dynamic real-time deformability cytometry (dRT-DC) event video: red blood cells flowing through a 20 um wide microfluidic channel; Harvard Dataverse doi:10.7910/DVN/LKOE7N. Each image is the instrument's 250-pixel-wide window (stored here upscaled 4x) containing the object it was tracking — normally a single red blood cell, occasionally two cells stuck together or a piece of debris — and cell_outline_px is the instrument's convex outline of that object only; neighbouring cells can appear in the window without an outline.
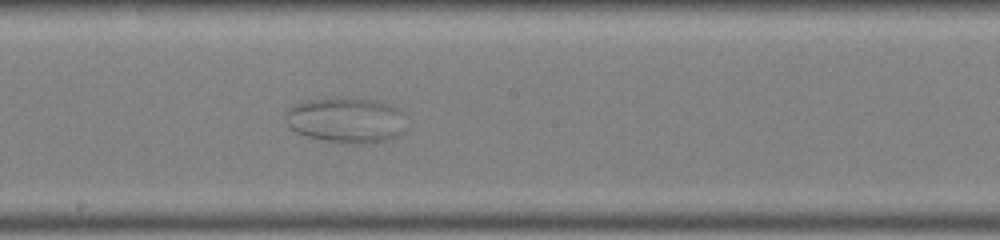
{"species": "common noctule bat (a hibernating species)", "species_latin": "Nyctalus noctula", "temperature_condition": "warm", "stored_images_in_passage": 35, "camera_frame_rate_fps": 3000, "um_per_image_px": 0.085, "animal": {"sex": "male", "body_mass_g": 19.0, "forearm_length_mm": 50.8}, "frame": {"image": 1, "passage_image": 15, "time_ms": 4.667, "image_size_px": [1000, 240], "cell_outline_px": [[404, 132], [396, 136], [384, 140], [364, 144], [348, 144], [320, 140], [296, 132], [284, 120], [284, 116], [296, 104], [308, 100], [344, 96], [372, 100], [388, 104], [396, 108], [400, 112]], "centroid_in_image_um": [29.38, 10.21], "position_along_channel_um": 218.8, "area_um2": 31.79}}
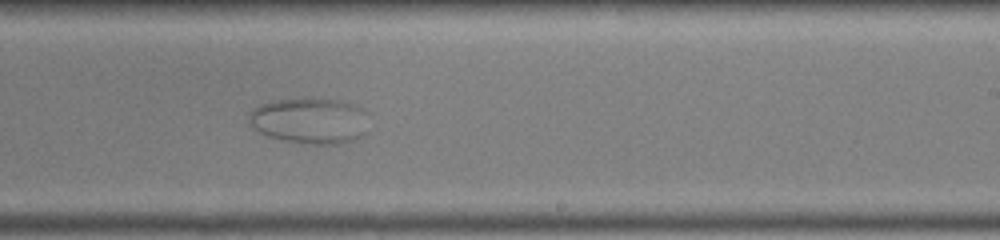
{"frame": {"image": 2, "passage_image": 18, "time_ms": 5.667, "image_size_px": [1000, 240], "cell_outline_px": [[368, 132], [352, 140], [340, 144], [300, 144], [280, 140], [268, 136], [260, 132], [248, 120], [248, 116], [252, 108], [260, 104], [276, 100], [312, 96], [336, 100], [352, 104], [360, 108], [364, 112]], "centroid_in_image_um": [26.31, 10.25], "position_along_channel_um": 262.7, "area_um2": 32.54}}